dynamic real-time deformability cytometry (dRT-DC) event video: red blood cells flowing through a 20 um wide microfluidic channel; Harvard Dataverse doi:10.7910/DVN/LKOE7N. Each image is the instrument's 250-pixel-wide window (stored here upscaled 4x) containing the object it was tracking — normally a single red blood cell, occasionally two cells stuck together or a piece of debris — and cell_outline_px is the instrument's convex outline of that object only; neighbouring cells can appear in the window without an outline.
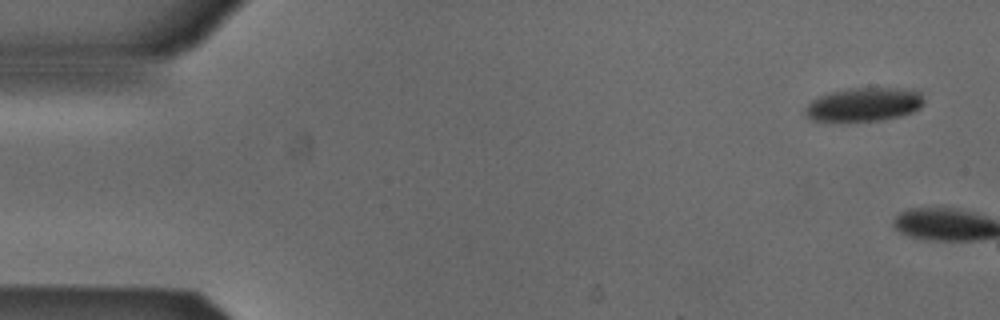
{"species": "Egyptian fruit bat (a non-hibernating species)", "species_latin": "Rousettus aegyptiacus", "temperature_condition": "cold", "stored_images_in_passage": 8, "camera_frame_rate_fps": 3000, "um_per_image_px": 0.085, "animal": {"sex": "male"}, "frame": {"image": 1, "passage_image": 1, "time_ms": 0.0, "image_size_px": [1000, 320], "cell_outline_px": [[924, 104], [920, 108], [912, 112], [900, 116], [880, 120], [812, 120], [804, 116], [804, 108], [812, 100], [820, 96], [832, 92], [856, 88], [912, 88], [920, 92], [924, 100]], "centroid_in_image_um": [73.48, 8.87], "position_along_channel_um": 11.5, "area_um2": 23.12}}